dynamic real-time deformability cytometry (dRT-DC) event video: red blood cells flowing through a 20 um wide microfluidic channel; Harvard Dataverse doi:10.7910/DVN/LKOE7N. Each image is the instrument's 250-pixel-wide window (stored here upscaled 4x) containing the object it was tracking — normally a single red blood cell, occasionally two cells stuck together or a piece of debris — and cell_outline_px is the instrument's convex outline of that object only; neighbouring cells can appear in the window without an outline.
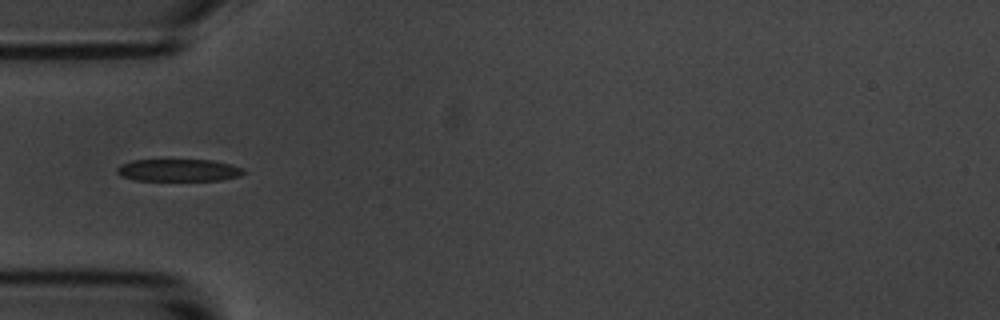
{"species": "common noctule bat (a hibernating species)", "species_latin": "Nyctalus noctula", "temperature_condition": "room temperature", "stored_images_in_passage": 6, "camera_frame_rate_fps": 3000, "um_per_image_px": 0.085, "animal": {"sex": "male", "body_mass_g": 20.1, "forearm_length_mm": 53.5}, "frame": {"image": 1, "passage_image": 6, "time_ms": 6.0, "image_size_px": [1000, 320], "cell_outline_px": [[244, 172], [240, 176], [220, 180], [136, 180], [120, 176], [116, 172], [116, 168], [120, 164], [132, 160], [212, 160], [232, 164], [244, 168]], "centroid_in_image_um": [15.17, 14.46], "position_along_channel_um": 69.8, "area_um2": 16.47}}